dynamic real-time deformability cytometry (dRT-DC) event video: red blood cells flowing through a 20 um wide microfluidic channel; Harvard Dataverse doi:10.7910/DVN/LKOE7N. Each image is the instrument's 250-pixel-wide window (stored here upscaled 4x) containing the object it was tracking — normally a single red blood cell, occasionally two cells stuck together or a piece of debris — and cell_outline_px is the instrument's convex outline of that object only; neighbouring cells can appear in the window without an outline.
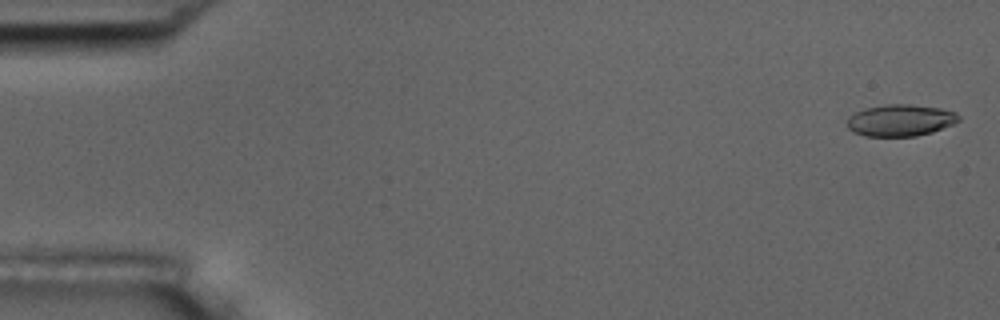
{"species": "common noctule bat (a hibernating species)", "species_latin": "Nyctalus noctula", "temperature_condition": "room temperature", "stored_images_in_passage": 5, "camera_frame_rate_fps": 3000, "um_per_image_px": 0.085, "animal": {"sex": "male", "body_mass_g": 17.5, "forearm_length_mm": 52.3}, "frame": {"image": 1, "passage_image": 1, "time_ms": 0.0, "image_size_px": [1000, 320], "cell_outline_px": [[960, 120], [952, 124], [932, 132], [916, 136], [864, 136], [852, 132], [848, 128], [848, 116], [864, 108], [884, 104], [912, 104], [940, 108], [956, 112], [960, 116]], "centroid_in_image_um": [76.52, 10.22], "position_along_channel_um": 8.5, "area_um2": 20.75}}
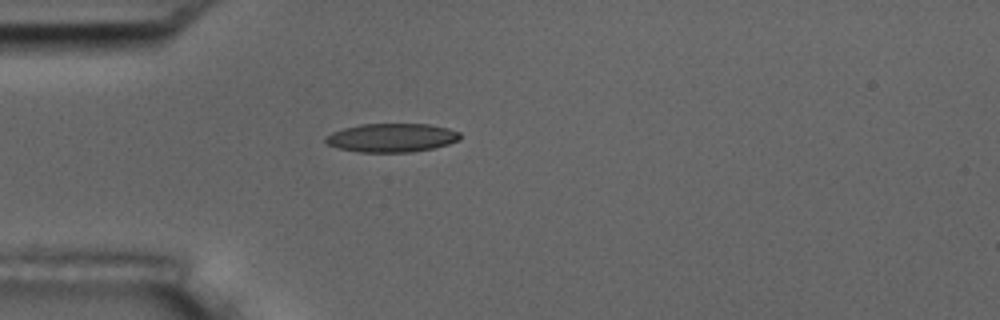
{"frame": {"image": 2, "passage_image": 5, "time_ms": 4.667, "image_size_px": [1000, 320], "cell_outline_px": [[460, 140], [448, 144], [432, 148], [412, 152], [360, 152], [336, 148], [328, 144], [324, 140], [324, 136], [332, 132], [344, 128], [360, 124], [428, 124], [448, 128], [460, 132]], "centroid_in_image_um": [33.27, 11.71], "position_along_channel_um": 51.7, "area_um2": 22.54}}